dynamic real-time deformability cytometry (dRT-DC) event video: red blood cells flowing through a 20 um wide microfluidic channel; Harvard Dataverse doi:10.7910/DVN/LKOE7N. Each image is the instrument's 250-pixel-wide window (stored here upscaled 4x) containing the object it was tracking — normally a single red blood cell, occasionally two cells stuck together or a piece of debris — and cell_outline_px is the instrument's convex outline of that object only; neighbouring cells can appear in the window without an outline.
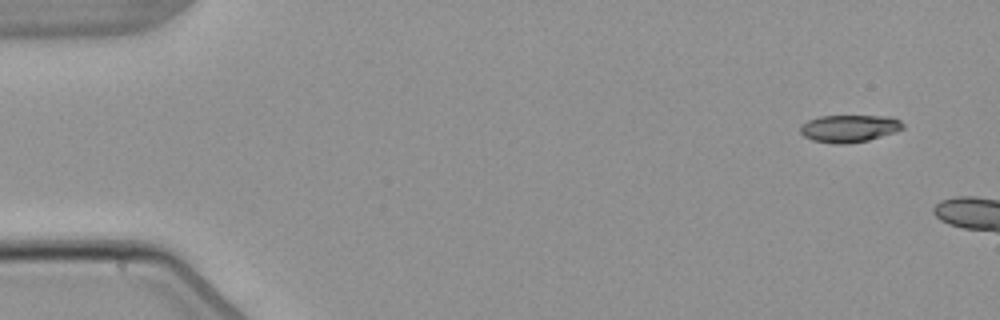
{"species": "common noctule bat (a hibernating species)", "species_latin": "Nyctalus noctula", "temperature_condition": "warm", "stored_images_in_passage": 4, "camera_frame_rate_fps": 3000, "um_per_image_px": 0.085, "animal": {"sex": "male", "body_mass_g": 21.5, "forearm_length_mm": 52.0}, "frame": {"image": 1, "passage_image": 1, "time_ms": 0.0, "image_size_px": [1000, 320], "cell_outline_px": [[904, 128], [868, 140], [844, 144], [840, 144], [812, 140], [804, 136], [800, 132], [800, 128], [808, 120], [820, 116], [892, 116], [900, 120], [904, 124]], "centroid_in_image_um": [72.19, 10.9], "position_along_channel_um": 12.8, "area_um2": 16.13}}